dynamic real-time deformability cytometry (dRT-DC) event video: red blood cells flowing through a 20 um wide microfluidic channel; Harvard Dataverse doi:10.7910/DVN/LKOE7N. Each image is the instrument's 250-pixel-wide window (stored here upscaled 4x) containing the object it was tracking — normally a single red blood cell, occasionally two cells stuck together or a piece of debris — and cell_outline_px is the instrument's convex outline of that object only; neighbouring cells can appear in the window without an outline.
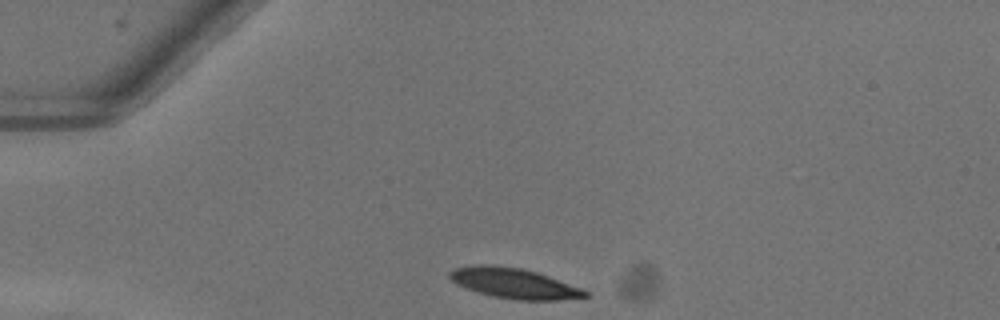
{"species": "common noctule bat (a hibernating species)", "species_latin": "Nyctalus noctula", "temperature_condition": "warm", "stored_images_in_passage": 34, "camera_frame_rate_fps": 3000, "um_per_image_px": 0.085, "animal": {"sex": "female"}, "frame": {"image": 1, "passage_image": 1, "time_ms": 0.0, "image_size_px": [1000, 320], "cell_outline_px": [[588, 296], [556, 300], [516, 300], [492, 296], [476, 292], [464, 288], [456, 284], [448, 276], [448, 272], [452, 268], [480, 264], [492, 264], [520, 268], [536, 272], [548, 276], [580, 288], [588, 292]], "centroid_in_image_um": [43.6, 24.07], "position_along_channel_um": 41.4, "area_um2": 23.87}}
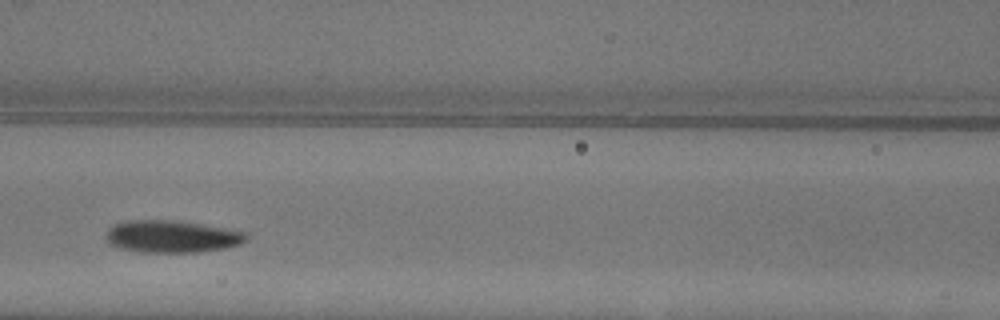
{"frame": {"image": 2, "passage_image": 12, "time_ms": 3.667, "image_size_px": [1000, 320], "cell_outline_px": [[248, 240], [240, 244], [224, 248], [196, 252], [140, 252], [120, 248], [108, 244], [104, 236], [108, 228], [116, 224], [128, 220], [176, 220], [224, 228], [244, 232], [248, 236]], "centroid_in_image_um": [14.56, 20.1], "position_along_channel_um": 152.0, "area_um2": 26.36}}
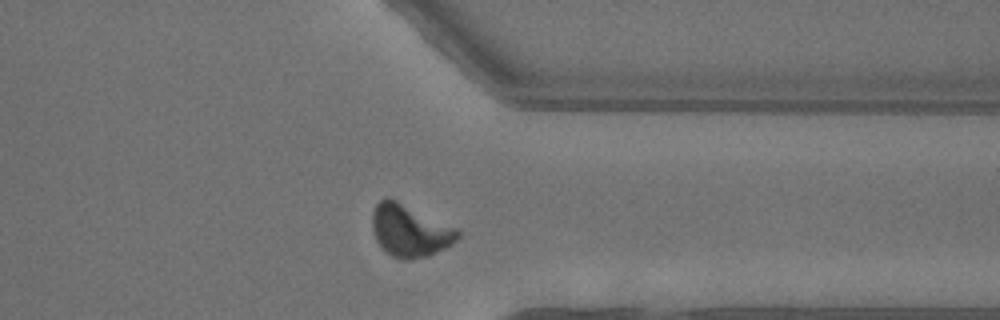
{"frame": {"image": 3, "passage_image": 29, "time_ms": 9.333, "image_size_px": [1000, 320], "cell_outline_px": [[460, 236], [452, 244], [428, 256], [408, 260], [404, 260], [392, 256], [380, 248], [376, 240], [372, 228], [372, 212], [376, 204], [380, 200], [388, 196], [460, 228]], "centroid_in_image_um": [34.84, 19.59], "position_along_channel_um": 376.6, "area_um2": 26.47}, "authors_computed_cell_mechanics": {"area_um2": 25.5765, "velocity_mm_per_s": 4.0178, "shape_relaxation_time_tau1_ms": 3.7889, "shape_relaxation_time_tau2_ms": 4.6433, "deformation_change_tau1": 0.1598, "deformation_change_tau2": 0.0928}}